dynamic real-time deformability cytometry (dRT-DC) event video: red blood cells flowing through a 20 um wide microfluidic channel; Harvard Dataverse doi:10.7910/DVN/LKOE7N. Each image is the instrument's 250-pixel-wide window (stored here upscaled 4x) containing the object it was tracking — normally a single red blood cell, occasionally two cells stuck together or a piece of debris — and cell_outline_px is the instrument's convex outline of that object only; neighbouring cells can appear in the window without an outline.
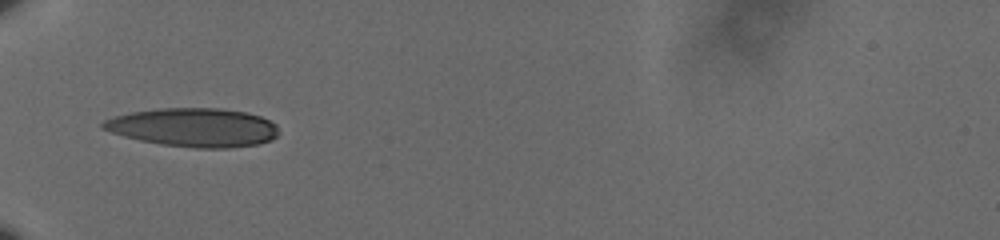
{"species": "human", "species_latin": "Homo sapiens", "temperature_condition": "cold", "stored_images_in_passage": 12, "camera_frame_rate_fps": 3000, "um_per_image_px": 0.085, "donor": {"sex": "male"}, "frame": {"image": 1, "passage_image": 1, "time_ms": 0.0, "image_size_px": [1000, 240], "cell_outline_px": [[276, 136], [272, 140], [260, 144], [228, 148], [192, 148], [160, 144], [140, 140], [124, 136], [100, 128], [100, 124], [104, 120], [116, 116], [132, 112], [160, 108], [220, 108], [248, 112], [260, 116], [276, 124]], "centroid_in_image_um": [16.46, 10.83], "position_along_channel_um": 68.5, "area_um2": 39.65}}
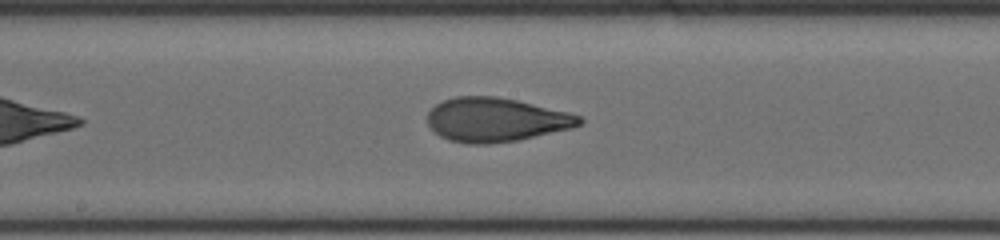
{"frame": {"image": 2, "passage_image": 8, "time_ms": 2.333, "image_size_px": [1000, 240], "cell_outline_px": [[584, 120], [580, 124], [572, 128], [520, 140], [488, 144], [468, 144], [448, 140], [440, 136], [428, 124], [428, 112], [436, 104], [444, 100], [456, 96], [496, 96], [516, 100], [568, 112], [580, 116]], "centroid_in_image_um": [42.15, 10.19], "position_along_channel_um": 206.1, "area_um2": 38.9}}
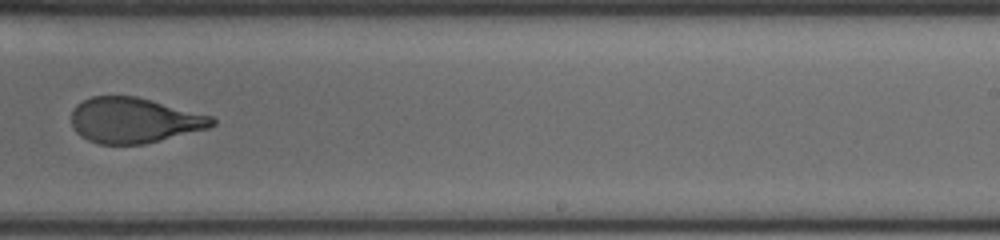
{"frame": {"image": 3, "passage_image": 11, "time_ms": 3.333, "image_size_px": [1000, 240], "cell_outline_px": [[216, 124], [208, 128], [144, 144], [100, 144], [88, 140], [80, 136], [72, 128], [72, 108], [76, 104], [92, 96], [136, 96], [212, 116], [216, 120]], "centroid_in_image_um": [11.37, 10.22], "position_along_channel_um": 277.6, "area_um2": 37.11}}